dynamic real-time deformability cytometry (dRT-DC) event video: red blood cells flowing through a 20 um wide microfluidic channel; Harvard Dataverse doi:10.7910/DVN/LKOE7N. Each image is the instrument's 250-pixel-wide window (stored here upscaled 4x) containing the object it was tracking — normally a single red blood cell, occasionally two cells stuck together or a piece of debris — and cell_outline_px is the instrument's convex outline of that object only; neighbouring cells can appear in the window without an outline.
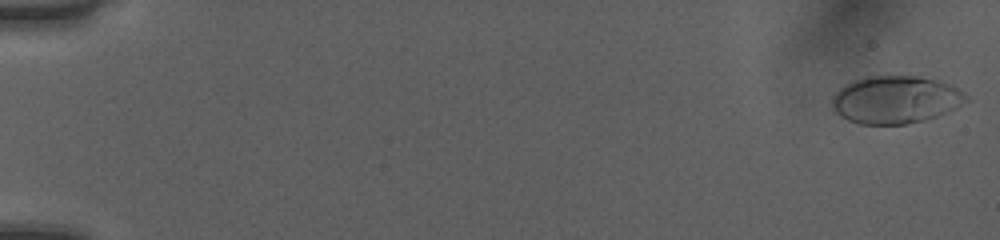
{"species": "human", "species_latin": "Homo sapiens", "temperature_condition": "room temperature", "stored_images_in_passage": 52, "camera_frame_rate_fps": 3000, "um_per_image_px": 0.085, "donor": {"sex": "female"}, "frame": {"image": 1, "passage_image": 1, "time_ms": 0.0, "image_size_px": [1000, 240], "cell_outline_px": [[972, 100], [948, 112], [928, 120], [908, 124], [860, 124], [848, 120], [840, 116], [832, 108], [832, 96], [844, 84], [852, 80], [864, 76], [916, 76], [936, 80], [948, 84], [964, 92]], "centroid_in_image_um": [76.14, 8.48], "position_along_channel_um": 8.9, "area_um2": 37.69}}
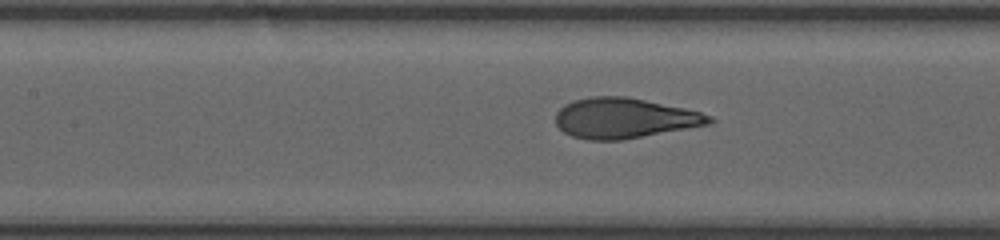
{"frame": {"image": 2, "passage_image": 25, "time_ms": 8.0, "image_size_px": [1000, 240], "cell_outline_px": [[716, 120], [712, 124], [620, 140], [588, 140], [572, 136], [564, 132], [556, 124], [556, 112], [564, 104], [572, 100], [592, 96], [628, 96], [684, 108], [700, 112], [712, 116]], "centroid_in_image_um": [53.07, 10.03], "position_along_channel_um": 154.3, "area_um2": 36.18}}
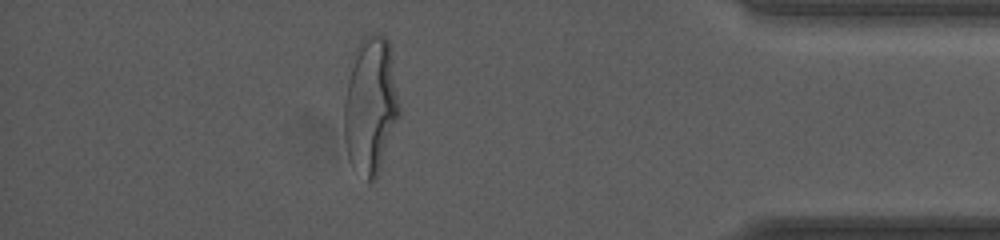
{"frame": {"image": 3, "passage_image": 46, "time_ms": 15.0, "image_size_px": [1000, 240], "cell_outline_px": [[400, 116], [376, 180], [368, 180], [348, 156], [344, 136], [344, 104], [352, 52], [360, 40], [364, 36], [372, 32], [384, 36], [388, 40], [400, 104]], "centroid_in_image_um": [31.51, 8.89], "position_along_channel_um": 403.7, "area_um2": 44.04}, "authors_computed_cell_mechanics": {"area_um2": 36.2117, "velocity_mm_per_s": 4.0379, "shape_relaxation_time_tau1_ms": 5.3334, "shape_relaxation_time_tau2_ms": null, "deformation_change_tau1": 0.2403, "deformation_change_tau2": null}}